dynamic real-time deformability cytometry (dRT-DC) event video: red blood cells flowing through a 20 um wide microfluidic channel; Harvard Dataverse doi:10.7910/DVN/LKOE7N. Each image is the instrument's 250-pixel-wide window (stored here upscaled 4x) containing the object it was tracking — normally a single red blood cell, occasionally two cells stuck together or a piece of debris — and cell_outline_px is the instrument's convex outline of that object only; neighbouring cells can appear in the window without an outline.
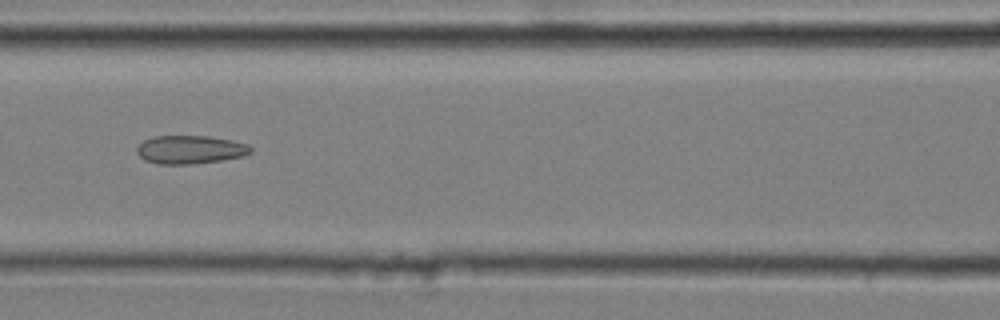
{"species": "common noctule bat (a hibernating species)", "species_latin": "Nyctalus noctula", "temperature_condition": "cold", "stored_images_in_passage": 7, "camera_frame_rate_fps": 3000, "um_per_image_px": 0.085, "animal": {"sex": "male", "body_mass_g": 20.4}, "frame": {"image": 1, "passage_image": 7, "time_ms": 2.0, "image_size_px": [1000, 320], "cell_outline_px": [[252, 152], [244, 156], [220, 160], [192, 164], [156, 164], [144, 160], [136, 152], [136, 148], [144, 140], [152, 136], [208, 136], [232, 140], [248, 144], [252, 148]], "centroid_in_image_um": [16.16, 12.71], "position_along_channel_um": 150.4, "area_um2": 18.9}}